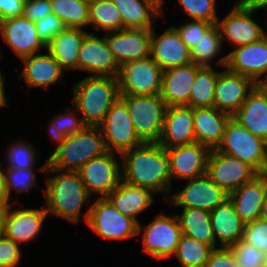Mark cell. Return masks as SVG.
Instances as JSON below:
<instances>
[{
	"label": "cell",
	"instance_id": "cell-56",
	"mask_svg": "<svg viewBox=\"0 0 267 267\" xmlns=\"http://www.w3.org/2000/svg\"><path fill=\"white\" fill-rule=\"evenodd\" d=\"M264 179L267 180V149H266V156H265V162H264V166L261 170V172L259 173Z\"/></svg>",
	"mask_w": 267,
	"mask_h": 267
},
{
	"label": "cell",
	"instance_id": "cell-53",
	"mask_svg": "<svg viewBox=\"0 0 267 267\" xmlns=\"http://www.w3.org/2000/svg\"><path fill=\"white\" fill-rule=\"evenodd\" d=\"M263 76V78H260L255 82V86L267 96V72Z\"/></svg>",
	"mask_w": 267,
	"mask_h": 267
},
{
	"label": "cell",
	"instance_id": "cell-2",
	"mask_svg": "<svg viewBox=\"0 0 267 267\" xmlns=\"http://www.w3.org/2000/svg\"><path fill=\"white\" fill-rule=\"evenodd\" d=\"M46 168L47 161L38 170L57 173V175L46 179V188L42 190L46 196L45 209L47 214L51 213L72 223H78L81 208L91 197L78 171Z\"/></svg>",
	"mask_w": 267,
	"mask_h": 267
},
{
	"label": "cell",
	"instance_id": "cell-22",
	"mask_svg": "<svg viewBox=\"0 0 267 267\" xmlns=\"http://www.w3.org/2000/svg\"><path fill=\"white\" fill-rule=\"evenodd\" d=\"M195 142L193 108L188 106L167 107L158 143L164 148H170Z\"/></svg>",
	"mask_w": 267,
	"mask_h": 267
},
{
	"label": "cell",
	"instance_id": "cell-38",
	"mask_svg": "<svg viewBox=\"0 0 267 267\" xmlns=\"http://www.w3.org/2000/svg\"><path fill=\"white\" fill-rule=\"evenodd\" d=\"M221 32L215 24L191 49V62L200 67H212L211 63L222 49Z\"/></svg>",
	"mask_w": 267,
	"mask_h": 267
},
{
	"label": "cell",
	"instance_id": "cell-14",
	"mask_svg": "<svg viewBox=\"0 0 267 267\" xmlns=\"http://www.w3.org/2000/svg\"><path fill=\"white\" fill-rule=\"evenodd\" d=\"M170 195L166 201L172 206L183 208H198L211 212L228 199L229 194L219 188L206 174L188 179L181 191Z\"/></svg>",
	"mask_w": 267,
	"mask_h": 267
},
{
	"label": "cell",
	"instance_id": "cell-30",
	"mask_svg": "<svg viewBox=\"0 0 267 267\" xmlns=\"http://www.w3.org/2000/svg\"><path fill=\"white\" fill-rule=\"evenodd\" d=\"M210 221L216 242L220 247H229L243 237L245 223L235 212L232 201L228 198L210 212Z\"/></svg>",
	"mask_w": 267,
	"mask_h": 267
},
{
	"label": "cell",
	"instance_id": "cell-18",
	"mask_svg": "<svg viewBox=\"0 0 267 267\" xmlns=\"http://www.w3.org/2000/svg\"><path fill=\"white\" fill-rule=\"evenodd\" d=\"M171 181L192 179L206 174L211 149L200 143L166 148Z\"/></svg>",
	"mask_w": 267,
	"mask_h": 267
},
{
	"label": "cell",
	"instance_id": "cell-23",
	"mask_svg": "<svg viewBox=\"0 0 267 267\" xmlns=\"http://www.w3.org/2000/svg\"><path fill=\"white\" fill-rule=\"evenodd\" d=\"M11 207L12 203L7 209L2 233L18 244L34 240L48 215L46 209L22 208L12 211Z\"/></svg>",
	"mask_w": 267,
	"mask_h": 267
},
{
	"label": "cell",
	"instance_id": "cell-37",
	"mask_svg": "<svg viewBox=\"0 0 267 267\" xmlns=\"http://www.w3.org/2000/svg\"><path fill=\"white\" fill-rule=\"evenodd\" d=\"M213 249L196 239L182 235L175 256L181 267H205Z\"/></svg>",
	"mask_w": 267,
	"mask_h": 267
},
{
	"label": "cell",
	"instance_id": "cell-15",
	"mask_svg": "<svg viewBox=\"0 0 267 267\" xmlns=\"http://www.w3.org/2000/svg\"><path fill=\"white\" fill-rule=\"evenodd\" d=\"M153 28H124L105 35L109 50L118 65L151 56Z\"/></svg>",
	"mask_w": 267,
	"mask_h": 267
},
{
	"label": "cell",
	"instance_id": "cell-48",
	"mask_svg": "<svg viewBox=\"0 0 267 267\" xmlns=\"http://www.w3.org/2000/svg\"><path fill=\"white\" fill-rule=\"evenodd\" d=\"M52 13L50 0H26L24 3L23 16L32 22L45 18Z\"/></svg>",
	"mask_w": 267,
	"mask_h": 267
},
{
	"label": "cell",
	"instance_id": "cell-13",
	"mask_svg": "<svg viewBox=\"0 0 267 267\" xmlns=\"http://www.w3.org/2000/svg\"><path fill=\"white\" fill-rule=\"evenodd\" d=\"M259 10L255 4H236L231 12L217 21L222 40L237 47L259 41L263 37V28L251 17Z\"/></svg>",
	"mask_w": 267,
	"mask_h": 267
},
{
	"label": "cell",
	"instance_id": "cell-17",
	"mask_svg": "<svg viewBox=\"0 0 267 267\" xmlns=\"http://www.w3.org/2000/svg\"><path fill=\"white\" fill-rule=\"evenodd\" d=\"M229 71L250 77L254 82L267 72V40L237 47L217 62Z\"/></svg>",
	"mask_w": 267,
	"mask_h": 267
},
{
	"label": "cell",
	"instance_id": "cell-42",
	"mask_svg": "<svg viewBox=\"0 0 267 267\" xmlns=\"http://www.w3.org/2000/svg\"><path fill=\"white\" fill-rule=\"evenodd\" d=\"M229 248L237 260L238 267H265L266 253L242 239Z\"/></svg>",
	"mask_w": 267,
	"mask_h": 267
},
{
	"label": "cell",
	"instance_id": "cell-43",
	"mask_svg": "<svg viewBox=\"0 0 267 267\" xmlns=\"http://www.w3.org/2000/svg\"><path fill=\"white\" fill-rule=\"evenodd\" d=\"M191 20H202L217 24L216 0H178Z\"/></svg>",
	"mask_w": 267,
	"mask_h": 267
},
{
	"label": "cell",
	"instance_id": "cell-29",
	"mask_svg": "<svg viewBox=\"0 0 267 267\" xmlns=\"http://www.w3.org/2000/svg\"><path fill=\"white\" fill-rule=\"evenodd\" d=\"M154 194L149 189L134 186L121 180L106 198L120 213L133 218L139 224L137 215L152 205Z\"/></svg>",
	"mask_w": 267,
	"mask_h": 267
},
{
	"label": "cell",
	"instance_id": "cell-12",
	"mask_svg": "<svg viewBox=\"0 0 267 267\" xmlns=\"http://www.w3.org/2000/svg\"><path fill=\"white\" fill-rule=\"evenodd\" d=\"M114 152H107L93 158L78 171L86 190L91 195L107 197L122 180L121 161H117Z\"/></svg>",
	"mask_w": 267,
	"mask_h": 267
},
{
	"label": "cell",
	"instance_id": "cell-61",
	"mask_svg": "<svg viewBox=\"0 0 267 267\" xmlns=\"http://www.w3.org/2000/svg\"><path fill=\"white\" fill-rule=\"evenodd\" d=\"M157 1L163 6L164 0H157Z\"/></svg>",
	"mask_w": 267,
	"mask_h": 267
},
{
	"label": "cell",
	"instance_id": "cell-6",
	"mask_svg": "<svg viewBox=\"0 0 267 267\" xmlns=\"http://www.w3.org/2000/svg\"><path fill=\"white\" fill-rule=\"evenodd\" d=\"M85 223L104 239L123 240L141 231V225L133 218L120 213L106 198H97L85 213Z\"/></svg>",
	"mask_w": 267,
	"mask_h": 267
},
{
	"label": "cell",
	"instance_id": "cell-9",
	"mask_svg": "<svg viewBox=\"0 0 267 267\" xmlns=\"http://www.w3.org/2000/svg\"><path fill=\"white\" fill-rule=\"evenodd\" d=\"M98 127L109 152L121 155L124 151L143 144L135 132L128 107L120 97Z\"/></svg>",
	"mask_w": 267,
	"mask_h": 267
},
{
	"label": "cell",
	"instance_id": "cell-54",
	"mask_svg": "<svg viewBox=\"0 0 267 267\" xmlns=\"http://www.w3.org/2000/svg\"><path fill=\"white\" fill-rule=\"evenodd\" d=\"M260 219L267 221V193L265 195L264 202L262 205V211H261Z\"/></svg>",
	"mask_w": 267,
	"mask_h": 267
},
{
	"label": "cell",
	"instance_id": "cell-21",
	"mask_svg": "<svg viewBox=\"0 0 267 267\" xmlns=\"http://www.w3.org/2000/svg\"><path fill=\"white\" fill-rule=\"evenodd\" d=\"M151 57L162 70H165L191 63V50L173 26L167 28L160 36L153 28Z\"/></svg>",
	"mask_w": 267,
	"mask_h": 267
},
{
	"label": "cell",
	"instance_id": "cell-34",
	"mask_svg": "<svg viewBox=\"0 0 267 267\" xmlns=\"http://www.w3.org/2000/svg\"><path fill=\"white\" fill-rule=\"evenodd\" d=\"M219 72L212 67H201L191 86L189 107H214L215 86Z\"/></svg>",
	"mask_w": 267,
	"mask_h": 267
},
{
	"label": "cell",
	"instance_id": "cell-8",
	"mask_svg": "<svg viewBox=\"0 0 267 267\" xmlns=\"http://www.w3.org/2000/svg\"><path fill=\"white\" fill-rule=\"evenodd\" d=\"M163 70L151 56L126 62L117 76L120 95H160Z\"/></svg>",
	"mask_w": 267,
	"mask_h": 267
},
{
	"label": "cell",
	"instance_id": "cell-26",
	"mask_svg": "<svg viewBox=\"0 0 267 267\" xmlns=\"http://www.w3.org/2000/svg\"><path fill=\"white\" fill-rule=\"evenodd\" d=\"M232 116L215 107L193 108L196 142L211 150L221 144L225 127Z\"/></svg>",
	"mask_w": 267,
	"mask_h": 267
},
{
	"label": "cell",
	"instance_id": "cell-3",
	"mask_svg": "<svg viewBox=\"0 0 267 267\" xmlns=\"http://www.w3.org/2000/svg\"><path fill=\"white\" fill-rule=\"evenodd\" d=\"M73 105L86 126L98 127L111 106L119 99L117 77L90 75L73 85Z\"/></svg>",
	"mask_w": 267,
	"mask_h": 267
},
{
	"label": "cell",
	"instance_id": "cell-36",
	"mask_svg": "<svg viewBox=\"0 0 267 267\" xmlns=\"http://www.w3.org/2000/svg\"><path fill=\"white\" fill-rule=\"evenodd\" d=\"M52 13L66 27L82 28L89 24V0H50Z\"/></svg>",
	"mask_w": 267,
	"mask_h": 267
},
{
	"label": "cell",
	"instance_id": "cell-16",
	"mask_svg": "<svg viewBox=\"0 0 267 267\" xmlns=\"http://www.w3.org/2000/svg\"><path fill=\"white\" fill-rule=\"evenodd\" d=\"M119 69L105 36L99 38L88 32L78 52L77 70L94 73L93 76L117 77Z\"/></svg>",
	"mask_w": 267,
	"mask_h": 267
},
{
	"label": "cell",
	"instance_id": "cell-52",
	"mask_svg": "<svg viewBox=\"0 0 267 267\" xmlns=\"http://www.w3.org/2000/svg\"><path fill=\"white\" fill-rule=\"evenodd\" d=\"M1 57V55H0ZM3 75H1V71H0V108L4 107V106H8L7 104V98H6V94H5V90H4V82H3Z\"/></svg>",
	"mask_w": 267,
	"mask_h": 267
},
{
	"label": "cell",
	"instance_id": "cell-5",
	"mask_svg": "<svg viewBox=\"0 0 267 267\" xmlns=\"http://www.w3.org/2000/svg\"><path fill=\"white\" fill-rule=\"evenodd\" d=\"M128 107L134 129L143 143H158L167 105L160 95H120Z\"/></svg>",
	"mask_w": 267,
	"mask_h": 267
},
{
	"label": "cell",
	"instance_id": "cell-41",
	"mask_svg": "<svg viewBox=\"0 0 267 267\" xmlns=\"http://www.w3.org/2000/svg\"><path fill=\"white\" fill-rule=\"evenodd\" d=\"M36 151L32 144L19 141L7 149V168L33 169L36 163Z\"/></svg>",
	"mask_w": 267,
	"mask_h": 267
},
{
	"label": "cell",
	"instance_id": "cell-44",
	"mask_svg": "<svg viewBox=\"0 0 267 267\" xmlns=\"http://www.w3.org/2000/svg\"><path fill=\"white\" fill-rule=\"evenodd\" d=\"M215 24L202 20H192L181 26L173 27L179 33L181 40L191 50Z\"/></svg>",
	"mask_w": 267,
	"mask_h": 267
},
{
	"label": "cell",
	"instance_id": "cell-45",
	"mask_svg": "<svg viewBox=\"0 0 267 267\" xmlns=\"http://www.w3.org/2000/svg\"><path fill=\"white\" fill-rule=\"evenodd\" d=\"M242 240L267 253V221L256 219L246 223Z\"/></svg>",
	"mask_w": 267,
	"mask_h": 267
},
{
	"label": "cell",
	"instance_id": "cell-1",
	"mask_svg": "<svg viewBox=\"0 0 267 267\" xmlns=\"http://www.w3.org/2000/svg\"><path fill=\"white\" fill-rule=\"evenodd\" d=\"M120 156L123 181L164 194L165 201L169 199L172 181L166 148L159 143H143Z\"/></svg>",
	"mask_w": 267,
	"mask_h": 267
},
{
	"label": "cell",
	"instance_id": "cell-31",
	"mask_svg": "<svg viewBox=\"0 0 267 267\" xmlns=\"http://www.w3.org/2000/svg\"><path fill=\"white\" fill-rule=\"evenodd\" d=\"M87 33L82 28L65 27L46 45V51L64 70H77L78 52Z\"/></svg>",
	"mask_w": 267,
	"mask_h": 267
},
{
	"label": "cell",
	"instance_id": "cell-59",
	"mask_svg": "<svg viewBox=\"0 0 267 267\" xmlns=\"http://www.w3.org/2000/svg\"><path fill=\"white\" fill-rule=\"evenodd\" d=\"M263 38L267 40V33L263 30Z\"/></svg>",
	"mask_w": 267,
	"mask_h": 267
},
{
	"label": "cell",
	"instance_id": "cell-19",
	"mask_svg": "<svg viewBox=\"0 0 267 267\" xmlns=\"http://www.w3.org/2000/svg\"><path fill=\"white\" fill-rule=\"evenodd\" d=\"M254 87L255 82L250 77L233 73L225 67L217 78L214 107L232 116Z\"/></svg>",
	"mask_w": 267,
	"mask_h": 267
},
{
	"label": "cell",
	"instance_id": "cell-50",
	"mask_svg": "<svg viewBox=\"0 0 267 267\" xmlns=\"http://www.w3.org/2000/svg\"><path fill=\"white\" fill-rule=\"evenodd\" d=\"M26 0H0V21L23 16Z\"/></svg>",
	"mask_w": 267,
	"mask_h": 267
},
{
	"label": "cell",
	"instance_id": "cell-10",
	"mask_svg": "<svg viewBox=\"0 0 267 267\" xmlns=\"http://www.w3.org/2000/svg\"><path fill=\"white\" fill-rule=\"evenodd\" d=\"M206 175L230 194L259 173L247 163L213 149L208 158Z\"/></svg>",
	"mask_w": 267,
	"mask_h": 267
},
{
	"label": "cell",
	"instance_id": "cell-35",
	"mask_svg": "<svg viewBox=\"0 0 267 267\" xmlns=\"http://www.w3.org/2000/svg\"><path fill=\"white\" fill-rule=\"evenodd\" d=\"M89 24L93 30L107 33L123 29L121 13L112 0H89Z\"/></svg>",
	"mask_w": 267,
	"mask_h": 267
},
{
	"label": "cell",
	"instance_id": "cell-49",
	"mask_svg": "<svg viewBox=\"0 0 267 267\" xmlns=\"http://www.w3.org/2000/svg\"><path fill=\"white\" fill-rule=\"evenodd\" d=\"M205 267H238V263L229 247H219L211 251Z\"/></svg>",
	"mask_w": 267,
	"mask_h": 267
},
{
	"label": "cell",
	"instance_id": "cell-47",
	"mask_svg": "<svg viewBox=\"0 0 267 267\" xmlns=\"http://www.w3.org/2000/svg\"><path fill=\"white\" fill-rule=\"evenodd\" d=\"M20 244L0 235V267H16L21 258Z\"/></svg>",
	"mask_w": 267,
	"mask_h": 267
},
{
	"label": "cell",
	"instance_id": "cell-40",
	"mask_svg": "<svg viewBox=\"0 0 267 267\" xmlns=\"http://www.w3.org/2000/svg\"><path fill=\"white\" fill-rule=\"evenodd\" d=\"M4 173V196L10 200L12 190L17 193H24L29 191L34 185L37 184L36 176L33 169H14L6 168ZM12 189V190H11Z\"/></svg>",
	"mask_w": 267,
	"mask_h": 267
},
{
	"label": "cell",
	"instance_id": "cell-55",
	"mask_svg": "<svg viewBox=\"0 0 267 267\" xmlns=\"http://www.w3.org/2000/svg\"><path fill=\"white\" fill-rule=\"evenodd\" d=\"M0 167H3V164L0 162ZM0 168V195L4 194V172Z\"/></svg>",
	"mask_w": 267,
	"mask_h": 267
},
{
	"label": "cell",
	"instance_id": "cell-51",
	"mask_svg": "<svg viewBox=\"0 0 267 267\" xmlns=\"http://www.w3.org/2000/svg\"><path fill=\"white\" fill-rule=\"evenodd\" d=\"M8 201L9 200L4 195H0V223H4L7 209L11 204Z\"/></svg>",
	"mask_w": 267,
	"mask_h": 267
},
{
	"label": "cell",
	"instance_id": "cell-57",
	"mask_svg": "<svg viewBox=\"0 0 267 267\" xmlns=\"http://www.w3.org/2000/svg\"><path fill=\"white\" fill-rule=\"evenodd\" d=\"M255 5L259 8H267V0H257Z\"/></svg>",
	"mask_w": 267,
	"mask_h": 267
},
{
	"label": "cell",
	"instance_id": "cell-46",
	"mask_svg": "<svg viewBox=\"0 0 267 267\" xmlns=\"http://www.w3.org/2000/svg\"><path fill=\"white\" fill-rule=\"evenodd\" d=\"M34 24L37 36L45 45H47L53 37L59 34L66 27V25L53 13H50L45 18L34 22Z\"/></svg>",
	"mask_w": 267,
	"mask_h": 267
},
{
	"label": "cell",
	"instance_id": "cell-11",
	"mask_svg": "<svg viewBox=\"0 0 267 267\" xmlns=\"http://www.w3.org/2000/svg\"><path fill=\"white\" fill-rule=\"evenodd\" d=\"M143 230V251L158 260L173 256L183 235L176 215L159 214Z\"/></svg>",
	"mask_w": 267,
	"mask_h": 267
},
{
	"label": "cell",
	"instance_id": "cell-24",
	"mask_svg": "<svg viewBox=\"0 0 267 267\" xmlns=\"http://www.w3.org/2000/svg\"><path fill=\"white\" fill-rule=\"evenodd\" d=\"M201 67L189 63L163 70L160 97L167 107L188 106L192 83Z\"/></svg>",
	"mask_w": 267,
	"mask_h": 267
},
{
	"label": "cell",
	"instance_id": "cell-60",
	"mask_svg": "<svg viewBox=\"0 0 267 267\" xmlns=\"http://www.w3.org/2000/svg\"><path fill=\"white\" fill-rule=\"evenodd\" d=\"M4 223H0V235L2 234V227Z\"/></svg>",
	"mask_w": 267,
	"mask_h": 267
},
{
	"label": "cell",
	"instance_id": "cell-7",
	"mask_svg": "<svg viewBox=\"0 0 267 267\" xmlns=\"http://www.w3.org/2000/svg\"><path fill=\"white\" fill-rule=\"evenodd\" d=\"M267 142L256 137L232 117L226 124L224 136L217 151L237 158L261 172L266 156Z\"/></svg>",
	"mask_w": 267,
	"mask_h": 267
},
{
	"label": "cell",
	"instance_id": "cell-28",
	"mask_svg": "<svg viewBox=\"0 0 267 267\" xmlns=\"http://www.w3.org/2000/svg\"><path fill=\"white\" fill-rule=\"evenodd\" d=\"M25 66L21 72L26 86L48 88L50 84L60 82L64 69L59 62L47 51L46 54H33L21 58Z\"/></svg>",
	"mask_w": 267,
	"mask_h": 267
},
{
	"label": "cell",
	"instance_id": "cell-32",
	"mask_svg": "<svg viewBox=\"0 0 267 267\" xmlns=\"http://www.w3.org/2000/svg\"><path fill=\"white\" fill-rule=\"evenodd\" d=\"M120 11L124 28H152V20L163 15L157 0H112Z\"/></svg>",
	"mask_w": 267,
	"mask_h": 267
},
{
	"label": "cell",
	"instance_id": "cell-25",
	"mask_svg": "<svg viewBox=\"0 0 267 267\" xmlns=\"http://www.w3.org/2000/svg\"><path fill=\"white\" fill-rule=\"evenodd\" d=\"M266 193L267 180L259 174L231 192L228 198L232 201L239 218L246 224L260 219Z\"/></svg>",
	"mask_w": 267,
	"mask_h": 267
},
{
	"label": "cell",
	"instance_id": "cell-4",
	"mask_svg": "<svg viewBox=\"0 0 267 267\" xmlns=\"http://www.w3.org/2000/svg\"><path fill=\"white\" fill-rule=\"evenodd\" d=\"M107 152L100 128L86 126L82 131L65 137L47 159L46 169L77 171L88 161Z\"/></svg>",
	"mask_w": 267,
	"mask_h": 267
},
{
	"label": "cell",
	"instance_id": "cell-20",
	"mask_svg": "<svg viewBox=\"0 0 267 267\" xmlns=\"http://www.w3.org/2000/svg\"><path fill=\"white\" fill-rule=\"evenodd\" d=\"M0 36L20 59L38 53L41 48L46 50L37 36L34 22L24 16L0 21Z\"/></svg>",
	"mask_w": 267,
	"mask_h": 267
},
{
	"label": "cell",
	"instance_id": "cell-62",
	"mask_svg": "<svg viewBox=\"0 0 267 267\" xmlns=\"http://www.w3.org/2000/svg\"><path fill=\"white\" fill-rule=\"evenodd\" d=\"M266 262H265V267H267V253H266Z\"/></svg>",
	"mask_w": 267,
	"mask_h": 267
},
{
	"label": "cell",
	"instance_id": "cell-33",
	"mask_svg": "<svg viewBox=\"0 0 267 267\" xmlns=\"http://www.w3.org/2000/svg\"><path fill=\"white\" fill-rule=\"evenodd\" d=\"M175 215L183 235L209 245L212 249L217 248L209 211L198 208H183L182 214Z\"/></svg>",
	"mask_w": 267,
	"mask_h": 267
},
{
	"label": "cell",
	"instance_id": "cell-58",
	"mask_svg": "<svg viewBox=\"0 0 267 267\" xmlns=\"http://www.w3.org/2000/svg\"><path fill=\"white\" fill-rule=\"evenodd\" d=\"M257 0H238L236 4H255Z\"/></svg>",
	"mask_w": 267,
	"mask_h": 267
},
{
	"label": "cell",
	"instance_id": "cell-39",
	"mask_svg": "<svg viewBox=\"0 0 267 267\" xmlns=\"http://www.w3.org/2000/svg\"><path fill=\"white\" fill-rule=\"evenodd\" d=\"M75 110L68 111L66 114H60L52 120L48 131L54 141L58 143L57 146L64 142L65 137L80 132L86 127L82 118L75 116L73 112Z\"/></svg>",
	"mask_w": 267,
	"mask_h": 267
},
{
	"label": "cell",
	"instance_id": "cell-27",
	"mask_svg": "<svg viewBox=\"0 0 267 267\" xmlns=\"http://www.w3.org/2000/svg\"><path fill=\"white\" fill-rule=\"evenodd\" d=\"M232 118L253 135L267 142V96L257 86L248 93L246 100Z\"/></svg>",
	"mask_w": 267,
	"mask_h": 267
}]
</instances>
